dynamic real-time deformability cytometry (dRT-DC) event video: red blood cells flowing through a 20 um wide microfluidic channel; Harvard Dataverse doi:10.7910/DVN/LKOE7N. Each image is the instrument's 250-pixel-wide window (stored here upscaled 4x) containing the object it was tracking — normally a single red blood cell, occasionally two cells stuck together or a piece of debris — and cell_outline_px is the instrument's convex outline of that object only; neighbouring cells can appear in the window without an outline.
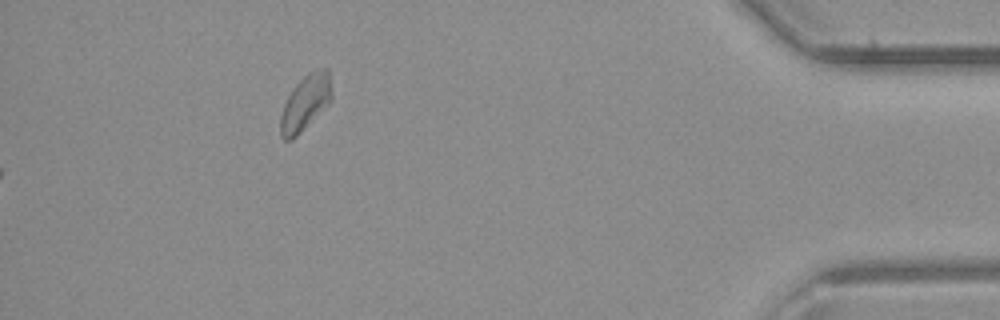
{"species": "common noctule bat (a hibernating species)", "species_latin": "Nyctalus noctula", "temperature_condition": "room temperature", "stored_images_in_passage": 37, "camera_frame_rate_fps": 3000, "um_per_image_px": 0.085, "animal": {"sex": "male", "body_mass_g": 23.1, "forearm_length_mm": 52.7}, "frame": {"image": 1, "passage_image": 37, "time_ms": 12.0, "image_size_px": [1000, 320], "cell_outline_px": [[332, 100], [292, 140], [284, 140], [280, 136], [280, 116], [284, 104], [288, 96], [296, 84], [308, 72], [320, 68], [328, 68], [332, 92]], "centroid_in_image_um": [25.95, 8.72], "position_along_channel_um": 409.2, "area_um2": 16.42}}